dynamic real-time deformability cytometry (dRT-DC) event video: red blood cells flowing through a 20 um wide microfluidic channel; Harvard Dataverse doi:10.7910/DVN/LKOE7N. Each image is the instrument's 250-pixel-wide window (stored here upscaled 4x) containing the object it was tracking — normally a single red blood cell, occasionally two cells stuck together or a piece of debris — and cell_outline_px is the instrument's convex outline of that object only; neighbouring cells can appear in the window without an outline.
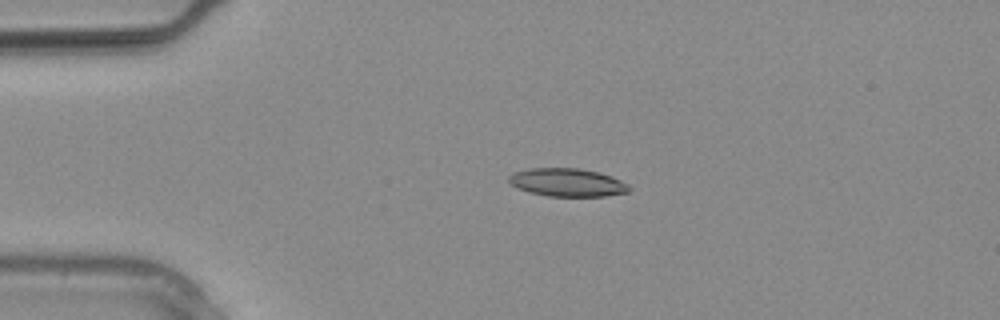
{"species": "common noctule bat (a hibernating species)", "species_latin": "Nyctalus noctula", "temperature_condition": "warm", "stored_images_in_passage": 11, "camera_frame_rate_fps": 3000, "um_per_image_px": 0.085, "animal": {"sex": "male", "body_mass_g": 20.4}, "frame": {"image": 1, "passage_image": 7, "time_ms": 2.0, "image_size_px": [1000, 320], "cell_outline_px": [[632, 188], [628, 192], [604, 196], [548, 196], [528, 192], [516, 188], [508, 180], [508, 176], [512, 172], [528, 168], [580, 168], [600, 172], [612, 176], [628, 184]], "centroid_in_image_um": [48.21, 15.5], "position_along_channel_um": 36.8, "area_um2": 19.94}}
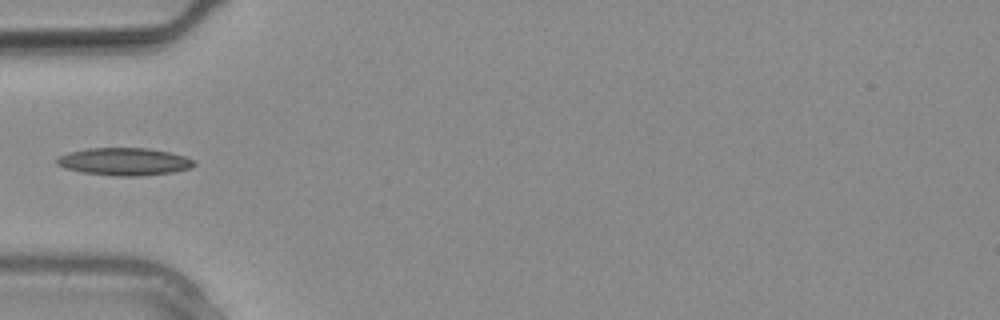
{"frame": {"image": 2, "passage_image": 10, "time_ms": 3.0, "image_size_px": [1000, 320], "cell_outline_px": [[196, 164], [192, 168], [172, 172], [132, 176], [116, 176], [84, 172], [64, 168], [56, 164], [56, 156], [68, 152], [88, 148], [148, 148], [168, 152], [184, 156], [192, 160]], "centroid_in_image_um": [10.52, 13.73], "position_along_channel_um": 74.5, "area_um2": 21.91}}